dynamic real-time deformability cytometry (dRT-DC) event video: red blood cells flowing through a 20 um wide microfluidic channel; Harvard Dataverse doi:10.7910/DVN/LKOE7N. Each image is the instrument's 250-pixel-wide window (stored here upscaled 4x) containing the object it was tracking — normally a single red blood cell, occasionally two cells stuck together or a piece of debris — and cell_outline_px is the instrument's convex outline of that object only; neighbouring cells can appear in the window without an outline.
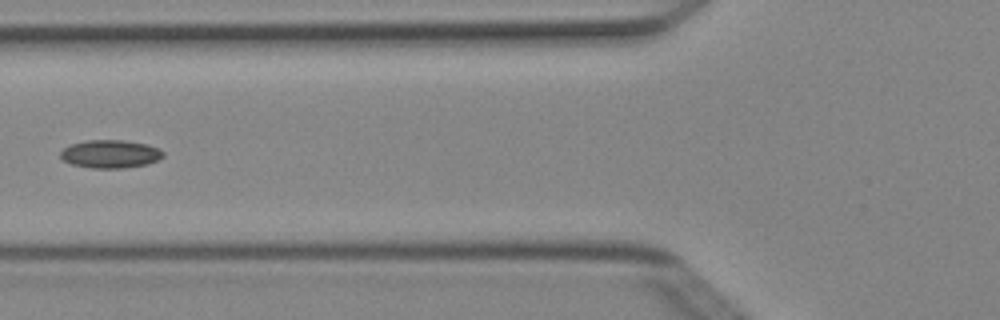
{"species": "Egyptian fruit bat (a non-hibernating species)", "species_latin": "Rousettus aegyptiacus", "temperature_condition": "cold", "stored_images_in_passage": 3, "camera_frame_rate_fps": 3000, "um_per_image_px": 0.085, "animal": {"sex": "female"}, "frame": {"image": 1, "passage_image": 3, "time_ms": 0.667, "image_size_px": [1000, 320], "cell_outline_px": [[164, 156], [148, 164], [124, 168], [92, 168], [72, 164], [64, 160], [60, 156], [60, 152], [64, 148], [72, 144], [84, 140], [124, 140], [148, 144], [160, 148], [164, 152]], "centroid_in_image_um": [9.41, 13.08], "position_along_channel_um": 116.4, "area_um2": 16.88}}